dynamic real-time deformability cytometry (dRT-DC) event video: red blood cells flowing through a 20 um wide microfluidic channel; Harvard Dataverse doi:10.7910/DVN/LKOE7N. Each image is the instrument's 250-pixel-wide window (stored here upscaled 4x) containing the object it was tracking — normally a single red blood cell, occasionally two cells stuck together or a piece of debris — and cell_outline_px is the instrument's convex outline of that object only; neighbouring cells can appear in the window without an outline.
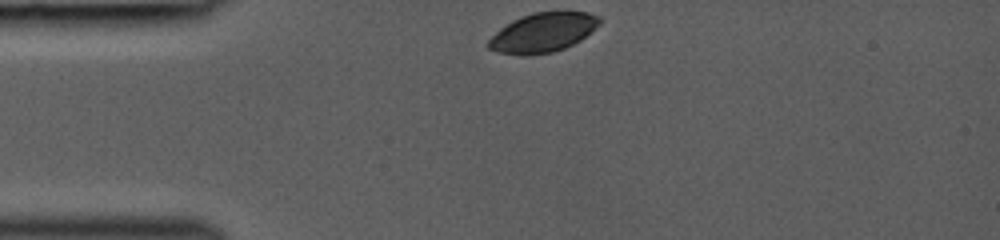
{"species": "common noctule bat (a hibernating species)", "species_latin": "Nyctalus noctula", "temperature_condition": "room temperature", "stored_images_in_passage": 31, "camera_frame_rate_fps": 3000, "um_per_image_px": 0.085, "animal": {"sex": "female", "body_mass_g": 19.0, "forearm_length_mm": 53.3}, "frame": {"image": 1, "passage_image": 1, "time_ms": 0.0, "image_size_px": [1000, 240], "cell_outline_px": [[600, 24], [580, 40], [564, 48], [552, 52], [524, 56], [496, 52], [488, 48], [488, 40], [500, 28], [512, 20], [520, 16], [532, 12], [588, 12], [600, 16]], "centroid_in_image_um": [46.12, 2.76], "position_along_channel_um": 38.9, "area_um2": 25.43}}
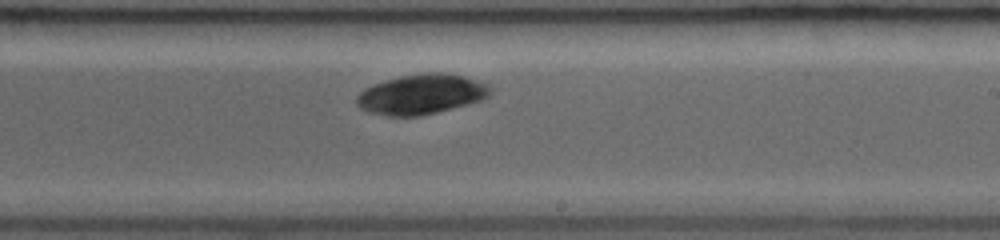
{"frame": {"image": 2, "passage_image": 18, "time_ms": 5.667, "image_size_px": [1000, 240], "cell_outline_px": [[492, 92], [488, 96], [480, 100], [468, 104], [420, 116], [388, 116], [368, 112], [360, 108], [356, 104], [356, 96], [364, 88], [372, 84], [384, 80], [400, 76], [428, 72], [440, 72], [464, 76], [488, 84], [492, 88]], "centroid_in_image_um": [35.79, 8.01], "position_along_channel_um": 253.2, "area_um2": 31.27}}
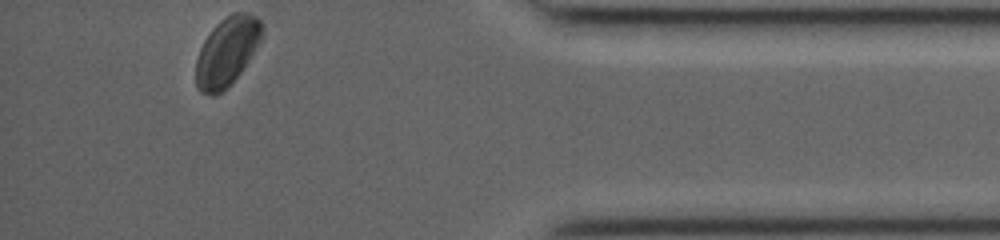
{"frame": {"image": 3, "passage_image": 31, "time_ms": 10.0, "image_size_px": [1000, 240], "cell_outline_px": [[264, 36], [232, 84], [228, 88], [216, 96], [212, 96], [200, 92], [196, 88], [196, 60], [200, 48], [204, 40], [212, 28], [220, 20], [232, 12], [244, 12], [260, 20], [264, 28]], "centroid_in_image_um": [19.28, 4.4], "position_along_channel_um": 415.9, "area_um2": 26.7}}